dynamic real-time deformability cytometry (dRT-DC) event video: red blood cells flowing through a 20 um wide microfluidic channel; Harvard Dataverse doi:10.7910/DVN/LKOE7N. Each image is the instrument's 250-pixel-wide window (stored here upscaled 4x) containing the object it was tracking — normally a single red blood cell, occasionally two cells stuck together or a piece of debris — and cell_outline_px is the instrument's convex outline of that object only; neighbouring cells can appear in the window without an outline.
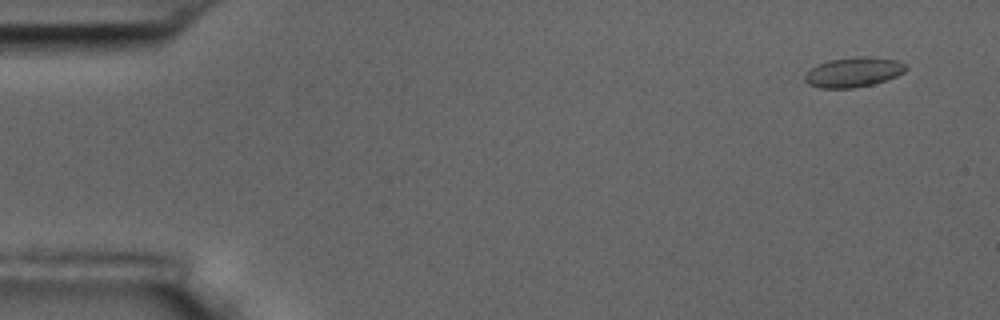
{"species": "common noctule bat (a hibernating species)", "species_latin": "Nyctalus noctula", "temperature_condition": "room temperature", "stored_images_in_passage": 4, "camera_frame_rate_fps": 3000, "um_per_image_px": 0.085, "animal": {"sex": "male", "body_mass_g": 17.5, "forearm_length_mm": 52.3}, "frame": {"image": 1, "passage_image": 1, "time_ms": 0.0, "image_size_px": [1000, 320], "cell_outline_px": [[908, 68], [904, 72], [896, 76], [872, 84], [852, 88], [820, 88], [808, 84], [804, 80], [804, 76], [816, 64], [828, 60], [860, 56], [868, 56], [896, 60], [904, 64]], "centroid_in_image_um": [72.52, 6.13], "position_along_channel_um": 12.5, "area_um2": 17.46}}